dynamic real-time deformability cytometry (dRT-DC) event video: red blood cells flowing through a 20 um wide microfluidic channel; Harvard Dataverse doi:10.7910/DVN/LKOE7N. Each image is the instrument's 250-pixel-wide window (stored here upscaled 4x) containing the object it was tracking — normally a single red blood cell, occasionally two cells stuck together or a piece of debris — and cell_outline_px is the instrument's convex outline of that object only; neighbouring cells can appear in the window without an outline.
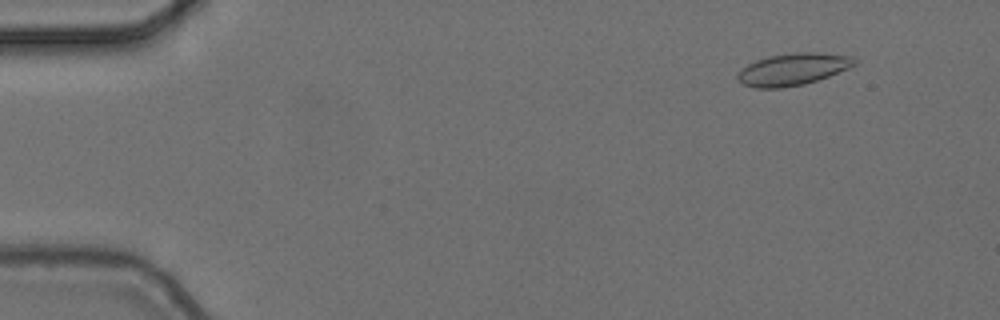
{"species": "common noctule bat (a hibernating species)", "species_latin": "Nyctalus noctula", "temperature_condition": "cold", "stored_images_in_passage": 5, "camera_frame_rate_fps": 3000, "um_per_image_px": 0.085, "animal": {"sex": "female", "body_mass_g": 24.6, "forearm_length_mm": 56.2}, "frame": {"image": 1, "passage_image": 2, "time_ms": 0.333, "image_size_px": [1000, 320], "cell_outline_px": [[856, 64], [848, 68], [828, 76], [804, 84], [780, 88], [756, 88], [744, 84], [736, 80], [736, 76], [748, 64], [756, 60], [768, 56], [792, 52], [816, 52], [852, 56], [856, 60]], "centroid_in_image_um": [67.38, 5.88], "position_along_channel_um": 17.6, "area_um2": 21.68}}
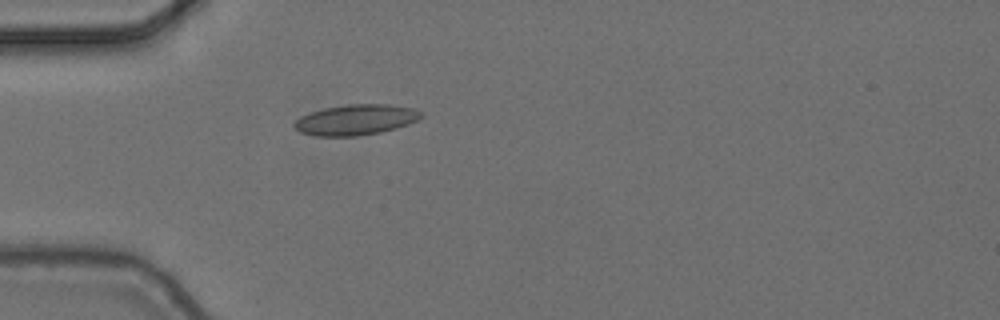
{"frame": {"image": 2, "passage_image": 5, "time_ms": 1.333, "image_size_px": [1000, 320], "cell_outline_px": [[424, 116], [408, 124], [396, 128], [380, 132], [356, 136], [316, 136], [300, 132], [292, 124], [300, 116], [324, 108], [348, 104], [388, 104], [412, 108], [424, 112]], "centroid_in_image_um": [30.26, 10.18], "position_along_channel_um": 54.7, "area_um2": 22.54}}